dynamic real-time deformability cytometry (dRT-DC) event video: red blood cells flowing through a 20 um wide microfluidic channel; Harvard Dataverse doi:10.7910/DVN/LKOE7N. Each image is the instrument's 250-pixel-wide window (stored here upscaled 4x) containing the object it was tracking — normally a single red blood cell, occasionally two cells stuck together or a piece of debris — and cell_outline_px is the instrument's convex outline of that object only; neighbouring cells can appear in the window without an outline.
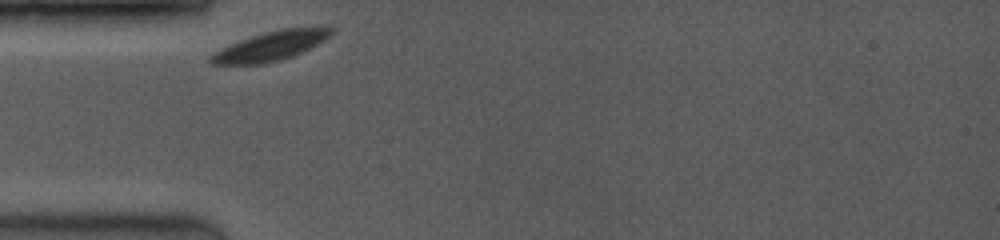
{"species": "common noctule bat (a hibernating species)", "species_latin": "Nyctalus noctula", "temperature_condition": "room temperature", "stored_images_in_passage": 25, "camera_frame_rate_fps": 3500, "um_per_image_px": 0.085, "animal": {"sex": "female", "body_mass_g": 19.0, "forearm_length_mm": 53.3}, "frame": {"image": 1, "passage_image": 1, "time_ms": 0.0, "image_size_px": [1000, 240], "cell_outline_px": [[332, 32], [324, 40], [292, 56], [280, 60], [264, 64], [212, 64], [208, 60], [208, 56], [240, 40], [264, 32], [284, 28], [328, 24], [332, 28]], "centroid_in_image_um": [23.08, 3.87], "position_along_channel_um": 61.9, "area_um2": 20.52}}
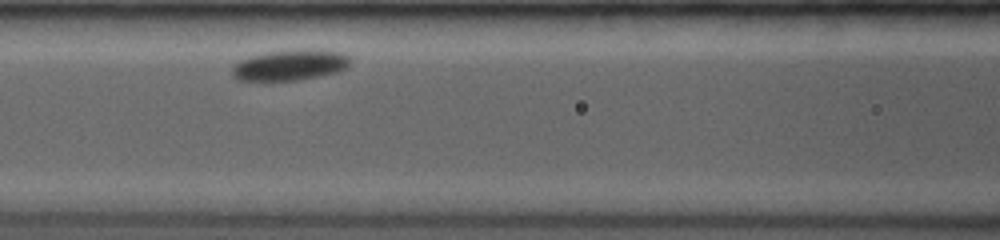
{"frame": {"image": 2, "passage_image": 9, "time_ms": 2.286, "image_size_px": [1000, 240], "cell_outline_px": [[352, 60], [344, 68], [336, 72], [320, 76], [300, 80], [264, 84], [236, 80], [232, 76], [232, 68], [240, 60], [252, 56], [268, 52], [304, 48], [312, 48], [340, 52], [348, 56]], "centroid_in_image_um": [24.59, 5.58], "position_along_channel_um": 142.0, "area_um2": 22.08}}
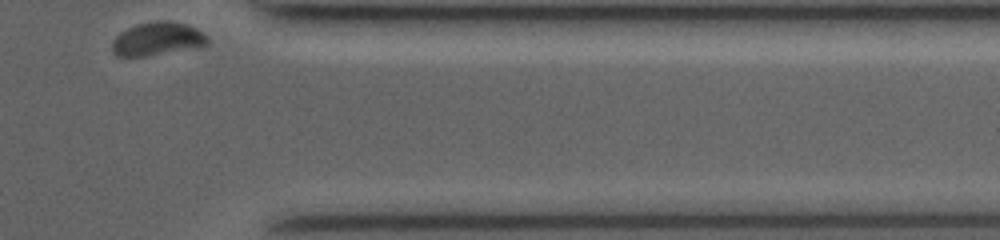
{"frame": {"image": 3, "passage_image": 25, "time_ms": 9.429, "image_size_px": [1000, 240], "cell_outline_px": [[208, 44], [144, 56], [116, 56], [112, 52], [112, 40], [120, 32], [136, 24], [156, 20], [164, 20], [188, 24], [204, 32], [208, 36]], "centroid_in_image_um": [13.35, 3.27], "position_along_channel_um": 398.1, "area_um2": 18.32}, "authors_computed_cell_mechanics": {"area_um2": 20.5768, "velocity_mm_per_s": 3.5865, "shape_relaxation_time_tau1_ms": 1.7577, "shape_relaxation_time_tau2_ms": null, "deformation_change_tau1": 0.0579, "deformation_change_tau2": null}}